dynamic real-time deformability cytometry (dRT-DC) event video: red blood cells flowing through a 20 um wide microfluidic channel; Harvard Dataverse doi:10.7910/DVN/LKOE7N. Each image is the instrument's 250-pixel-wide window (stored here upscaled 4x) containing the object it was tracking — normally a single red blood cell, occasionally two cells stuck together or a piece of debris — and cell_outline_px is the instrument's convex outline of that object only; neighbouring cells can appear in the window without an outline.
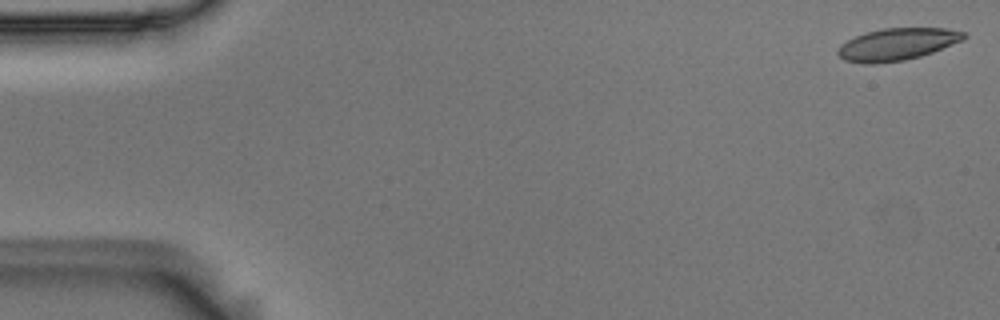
{"species": "Egyptian fruit bat (a non-hibernating species)", "species_latin": "Rousettus aegyptiacus", "temperature_condition": "room temperature", "stored_images_in_passage": 53, "camera_frame_rate_fps": 3000, "um_per_image_px": 0.085, "animal": {"sex": "male"}, "frame": {"image": 1, "passage_image": 1, "time_ms": 0.0, "image_size_px": [1000, 320], "cell_outline_px": [[968, 36], [964, 40], [932, 52], [920, 56], [904, 60], [876, 64], [864, 64], [844, 60], [836, 52], [840, 44], [864, 32], [884, 28], [948, 28], [964, 32]], "centroid_in_image_um": [76.25, 3.76], "position_along_channel_um": 8.7, "area_um2": 23.7}}
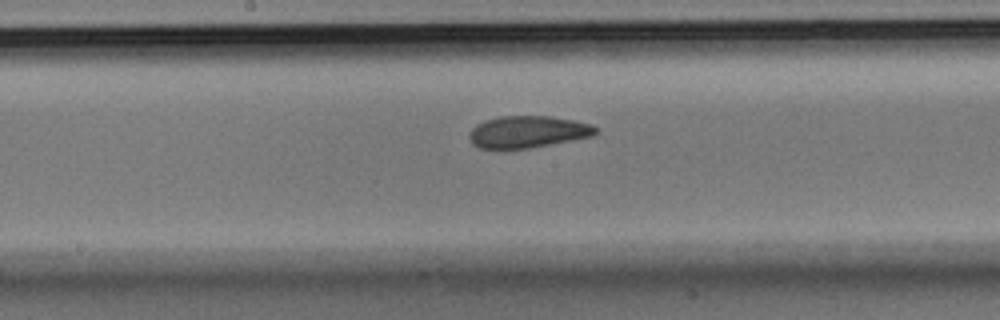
{"frame": {"image": 2, "passage_image": 28, "time_ms": 9.0, "image_size_px": [1000, 320], "cell_outline_px": [[600, 132], [592, 136], [528, 148], [480, 148], [472, 144], [468, 136], [468, 132], [476, 124], [484, 120], [500, 116], [552, 116], [592, 124], [600, 128]], "centroid_in_image_um": [44.87, 11.19], "position_along_channel_um": 203.3, "area_um2": 23.58}}
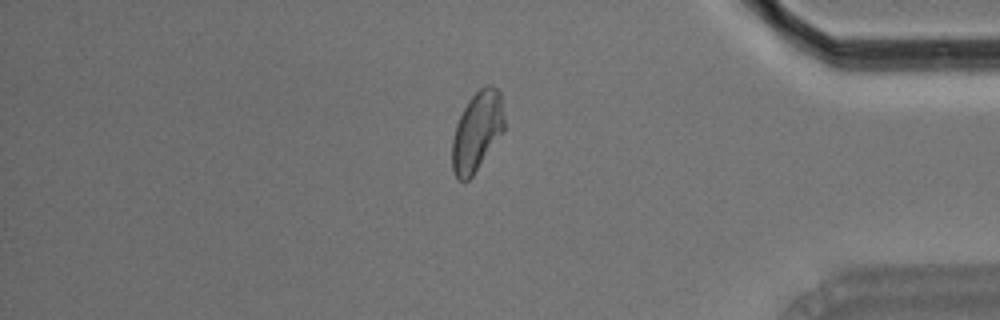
{"frame": {"image": 3, "passage_image": 46, "time_ms": 15.0, "image_size_px": [1000, 320], "cell_outline_px": [[504, 132], [472, 176], [464, 184], [456, 180], [452, 168], [452, 140], [456, 124], [468, 100], [484, 84], [488, 84], [496, 88], [500, 92], [504, 120]], "centroid_in_image_um": [40.53, 11.2], "position_along_channel_um": 394.7, "area_um2": 24.33}, "authors_computed_cell_mechanics": {"area_um2": 23.9292, "velocity_mm_per_s": 3.6547, "shape_relaxation_time_tau1_ms": null, "shape_relaxation_time_tau2_ms": 2.6281, "deformation_change_tau1": null, "deformation_change_tau2": 0.0815}}